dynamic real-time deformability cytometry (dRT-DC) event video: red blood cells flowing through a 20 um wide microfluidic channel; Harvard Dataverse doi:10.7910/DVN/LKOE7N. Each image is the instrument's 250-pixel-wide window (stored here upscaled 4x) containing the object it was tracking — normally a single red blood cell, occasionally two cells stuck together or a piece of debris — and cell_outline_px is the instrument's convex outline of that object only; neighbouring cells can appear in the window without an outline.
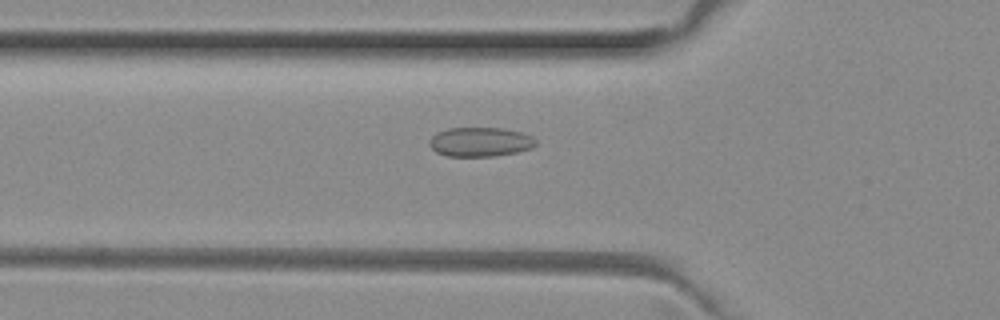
{"species": "common noctule bat (a hibernating species)", "species_latin": "Nyctalus noctula", "temperature_condition": "room temperature", "stored_images_in_passage": 52, "camera_frame_rate_fps": 3000, "um_per_image_px": 0.085, "animal": {"sex": "female", "body_mass_g": 29.2, "forearm_length_mm": 56.3}, "frame": {"image": 1, "passage_image": 18, "time_ms": 5.667, "image_size_px": [1000, 320], "cell_outline_px": [[536, 144], [532, 148], [516, 152], [492, 156], [448, 156], [436, 152], [428, 144], [428, 140], [436, 132], [448, 128], [504, 128], [520, 132], [532, 136], [536, 140]], "centroid_in_image_um": [40.79, 12.05], "position_along_channel_um": 85.0, "area_um2": 18.21}}
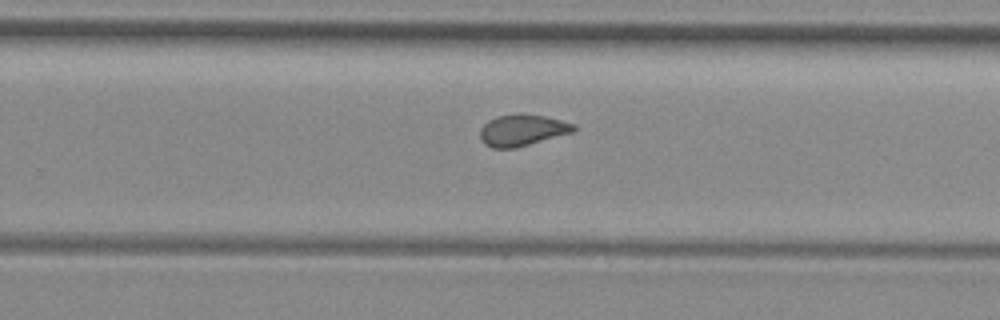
{"frame": {"image": 2, "passage_image": 33, "time_ms": 10.667, "image_size_px": [1000, 320], "cell_outline_px": [[576, 132], [516, 148], [492, 148], [484, 144], [480, 136], [480, 128], [488, 120], [496, 116], [544, 116], [576, 124]], "centroid_in_image_um": [44.42, 11.11], "position_along_channel_um": 285.4, "area_um2": 16.88}}
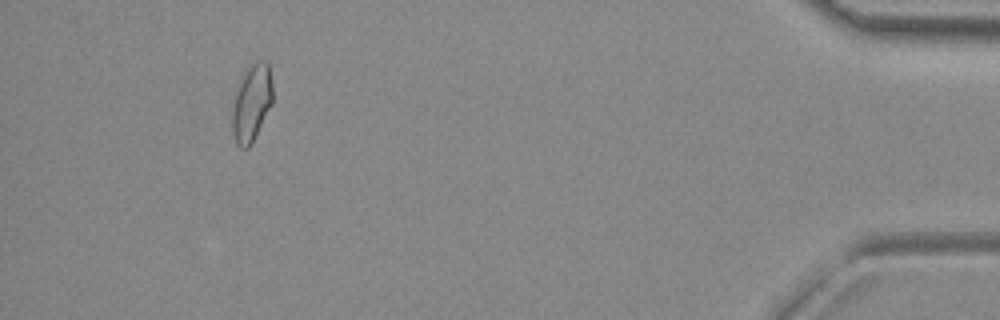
{"frame": {"image": 3, "passage_image": 48, "time_ms": 15.667, "image_size_px": [1000, 320], "cell_outline_px": [[272, 104], [252, 144], [248, 148], [240, 148], [236, 144], [232, 132], [232, 100], [240, 76], [248, 64], [256, 60], [268, 60], [272, 84]], "centroid_in_image_um": [21.36, 8.7], "position_along_channel_um": 413.8, "area_um2": 18.9}, "authors_computed_cell_mechanics": {"area_um2": 17.6579, "velocity_mm_per_s": 4.0095, "shape_relaxation_time_tau1_ms": null, "shape_relaxation_time_tau2_ms": 1.1351, "deformation_change_tau1": null, "deformation_change_tau2": 0.082}}